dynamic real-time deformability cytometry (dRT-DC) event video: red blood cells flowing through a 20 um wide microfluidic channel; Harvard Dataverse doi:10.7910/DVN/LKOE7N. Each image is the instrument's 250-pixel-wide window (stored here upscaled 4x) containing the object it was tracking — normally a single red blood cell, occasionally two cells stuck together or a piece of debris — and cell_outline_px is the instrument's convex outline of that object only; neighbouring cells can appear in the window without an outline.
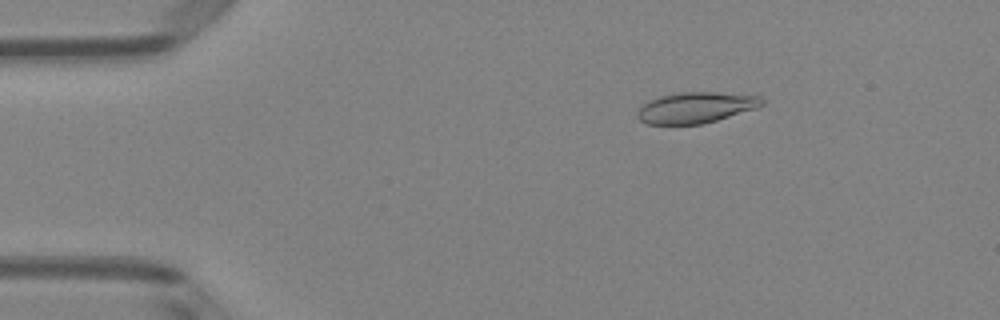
{"species": "Egyptian fruit bat (a non-hibernating species)", "species_latin": "Rousettus aegyptiacus", "temperature_condition": "room temperature", "stored_images_in_passage": 50, "camera_frame_rate_fps": 3000, "um_per_image_px": 0.085, "animal": {"sex": "female"}, "frame": {"image": 1, "passage_image": 8, "time_ms": 2.333, "image_size_px": [1000, 320], "cell_outline_px": [[764, 104], [756, 108], [704, 124], [648, 124], [640, 120], [636, 116], [636, 112], [648, 100], [660, 96], [680, 92], [716, 92], [760, 96], [764, 100]], "centroid_in_image_um": [59.14, 9.14], "position_along_channel_um": 25.9, "area_um2": 22.43}}
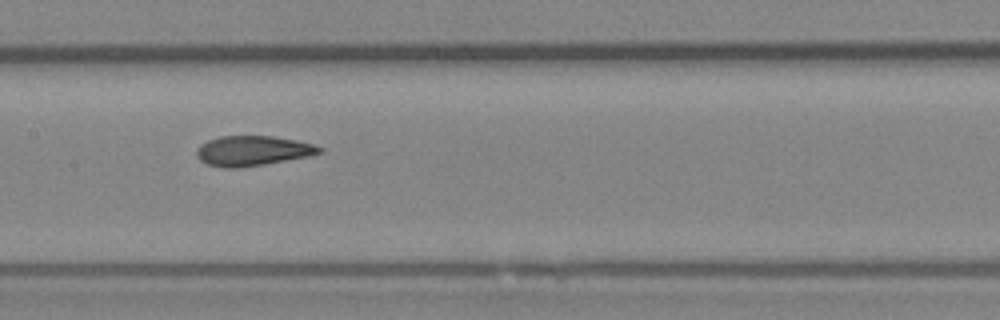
{"frame": {"image": 2, "passage_image": 25, "time_ms": 8.0, "image_size_px": [1000, 320], "cell_outline_px": [[324, 152], [308, 156], [264, 164], [240, 168], [224, 168], [208, 164], [200, 160], [196, 156], [196, 148], [200, 144], [208, 140], [220, 136], [272, 136], [296, 140], [312, 144], [324, 148]], "centroid_in_image_um": [21.46, 12.81], "position_along_channel_um": 185.9, "area_um2": 21.5}}
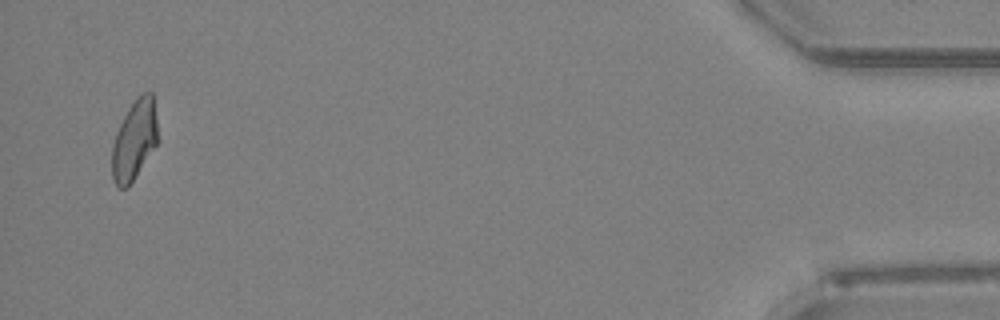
{"frame": {"image": 3, "passage_image": 49, "time_ms": 16.0, "image_size_px": [1000, 320], "cell_outline_px": [[156, 144], [128, 188], [120, 188], [116, 184], [112, 176], [112, 144], [116, 132], [128, 108], [140, 92], [152, 92], [156, 120]], "centroid_in_image_um": [11.39, 11.89], "position_along_channel_um": 423.8, "area_um2": 20.92}, "authors_computed_cell_mechanics": {"area_um2": 21.964, "velocity_mm_per_s": 4.0096, "shape_relaxation_time_tau1_ms": null, "shape_relaxation_time_tau2_ms": 1.7821, "deformation_change_tau1": null, "deformation_change_tau2": 0.0716}}